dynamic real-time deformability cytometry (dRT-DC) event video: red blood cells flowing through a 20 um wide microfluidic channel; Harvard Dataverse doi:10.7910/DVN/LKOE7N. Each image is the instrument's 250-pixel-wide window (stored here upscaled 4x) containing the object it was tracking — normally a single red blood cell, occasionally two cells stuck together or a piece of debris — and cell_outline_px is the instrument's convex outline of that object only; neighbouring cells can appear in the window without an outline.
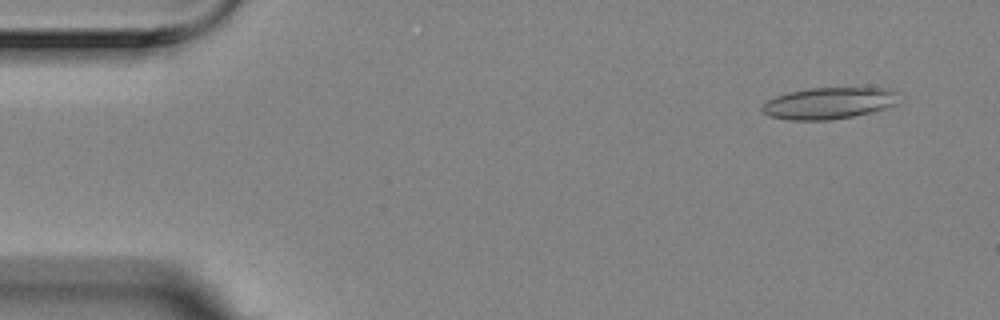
{"species": "Egyptian fruit bat (a non-hibernating species)", "species_latin": "Rousettus aegyptiacus", "temperature_condition": "room temperature", "stored_images_in_passage": 5, "camera_frame_rate_fps": 3000, "um_per_image_px": 0.085, "animal": {"sex": "female"}, "frame": {"image": 1, "passage_image": 2, "time_ms": 0.333, "image_size_px": [1000, 320], "cell_outline_px": [[900, 92], [896, 104], [872, 112], [852, 116], [828, 120], [788, 120], [768, 116], [760, 108], [768, 100], [776, 96], [788, 92], [808, 88], [888, 88]], "centroid_in_image_um": [70.46, 8.77], "position_along_channel_um": 14.5, "area_um2": 25.2}}